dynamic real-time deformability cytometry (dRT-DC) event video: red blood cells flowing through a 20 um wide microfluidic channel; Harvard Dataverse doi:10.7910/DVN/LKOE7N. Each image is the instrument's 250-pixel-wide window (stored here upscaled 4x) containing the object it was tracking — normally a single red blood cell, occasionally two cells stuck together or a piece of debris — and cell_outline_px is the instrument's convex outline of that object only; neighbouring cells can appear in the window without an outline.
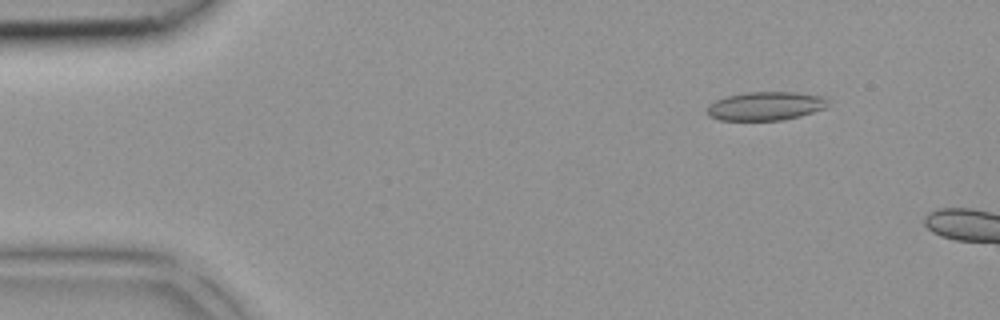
{"species": "common noctule bat (a hibernating species)", "species_latin": "Nyctalus noctula", "temperature_condition": "room temperature", "stored_images_in_passage": 8, "camera_frame_rate_fps": 3000, "um_per_image_px": 0.085, "animal": {"sex": "female", "body_mass_g": 18.4}, "frame": {"image": 1, "passage_image": 5, "time_ms": 1.333, "image_size_px": [1000, 320], "cell_outline_px": [[828, 108], [800, 116], [784, 120], [720, 120], [708, 116], [708, 108], [716, 100], [724, 96], [744, 92], [796, 92], [824, 96], [828, 100]], "centroid_in_image_um": [65.13, 9.01], "position_along_channel_um": 19.9, "area_um2": 20.35}}